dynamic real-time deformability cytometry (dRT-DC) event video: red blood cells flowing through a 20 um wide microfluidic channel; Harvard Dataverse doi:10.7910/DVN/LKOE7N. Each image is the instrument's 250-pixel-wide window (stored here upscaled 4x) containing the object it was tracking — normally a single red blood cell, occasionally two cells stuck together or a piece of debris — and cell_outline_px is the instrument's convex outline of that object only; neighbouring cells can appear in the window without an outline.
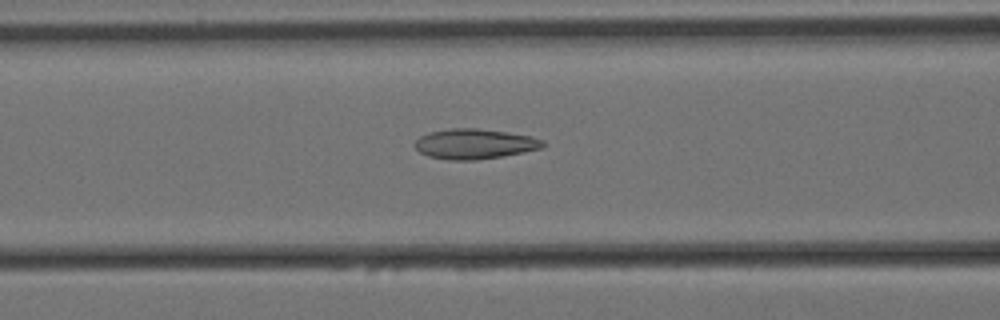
{"species": "Egyptian fruit bat (a non-hibernating species)", "species_latin": "Rousettus aegyptiacus", "temperature_condition": "cold", "stored_images_in_passage": 20, "camera_frame_rate_fps": 3000, "um_per_image_px": 0.085, "animal": {"sex": "female"}, "frame": {"image": 1, "passage_image": 15, "time_ms": 4.667, "image_size_px": [1000, 320], "cell_outline_px": [[544, 148], [524, 152], [476, 160], [448, 160], [428, 156], [420, 152], [412, 144], [420, 136], [428, 132], [452, 128], [476, 128], [508, 132], [532, 136], [544, 140]], "centroid_in_image_um": [40.34, 12.23], "position_along_channel_um": 126.3, "area_um2": 22.6}}